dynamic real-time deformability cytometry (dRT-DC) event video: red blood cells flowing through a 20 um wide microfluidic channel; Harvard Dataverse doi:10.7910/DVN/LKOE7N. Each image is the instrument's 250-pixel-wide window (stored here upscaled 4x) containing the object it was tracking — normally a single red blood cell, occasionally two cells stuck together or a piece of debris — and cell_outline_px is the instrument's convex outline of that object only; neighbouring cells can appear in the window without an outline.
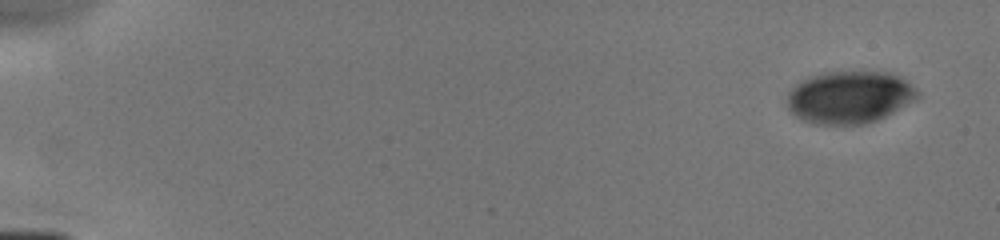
{"species": "human", "species_latin": "Homo sapiens", "temperature_condition": "cold", "stored_images_in_passage": 4, "camera_frame_rate_fps": 3000, "um_per_image_px": 0.085, "donor": {"sex": "male"}, "frame": {"image": 1, "passage_image": 1, "time_ms": 0.0, "image_size_px": [1000, 240], "cell_outline_px": [[920, 96], [916, 100], [876, 120], [864, 124], [816, 124], [804, 120], [796, 116], [788, 108], [788, 92], [796, 84], [812, 76], [824, 72], [888, 72], [900, 76], [916, 88], [920, 92]], "centroid_in_image_um": [72.24, 8.26], "position_along_channel_um": 12.8, "area_um2": 39.54}}
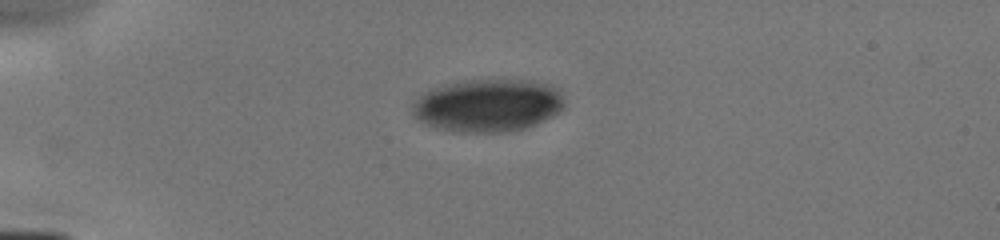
{"frame": {"image": 2, "passage_image": 4, "time_ms": 3.667, "image_size_px": [1000, 240], "cell_outline_px": [[564, 108], [560, 112], [536, 124], [524, 128], [508, 132], [452, 132], [428, 124], [420, 120], [412, 112], [412, 104], [424, 92], [448, 84], [468, 80], [532, 80], [560, 88], [564, 104]], "centroid_in_image_um": [41.52, 8.96], "position_along_channel_um": 43.5, "area_um2": 46.59}}